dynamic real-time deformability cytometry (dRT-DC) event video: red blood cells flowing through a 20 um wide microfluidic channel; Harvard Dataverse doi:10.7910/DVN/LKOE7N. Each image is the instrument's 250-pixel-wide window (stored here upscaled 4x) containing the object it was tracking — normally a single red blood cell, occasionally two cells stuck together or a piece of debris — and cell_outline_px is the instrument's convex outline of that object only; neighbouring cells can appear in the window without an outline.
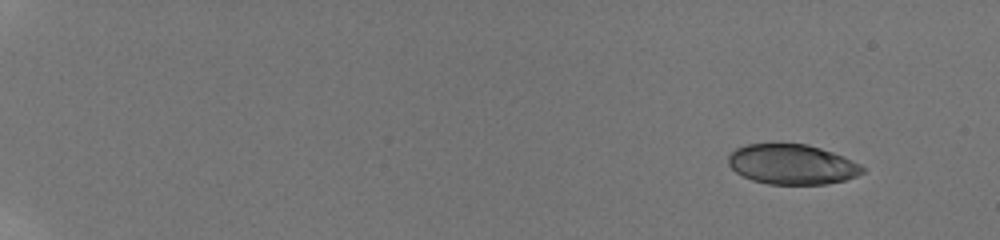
{"species": "human", "species_latin": "Homo sapiens", "temperature_condition": "room temperature", "stored_images_in_passage": 12, "camera_frame_rate_fps": 3000, "um_per_image_px": 0.085, "donor": {"sex": "male"}, "frame": {"image": 1, "passage_image": 1, "time_ms": 0.0, "image_size_px": [1000, 240], "cell_outline_px": [[864, 172], [856, 176], [844, 180], [824, 184], [768, 184], [752, 180], [736, 172], [728, 164], [728, 156], [736, 148], [748, 144], [772, 140], [808, 144], [832, 152], [852, 160], [860, 164], [864, 168]], "centroid_in_image_um": [67.28, 13.92], "position_along_channel_um": 17.7, "area_um2": 31.96}}
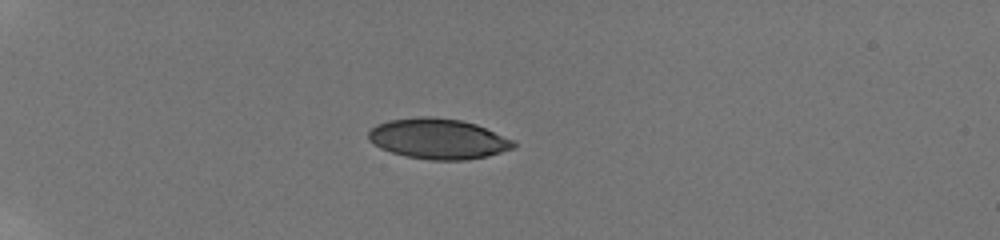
{"frame": {"image": 2, "passage_image": 7, "time_ms": 2.0, "image_size_px": [1000, 240], "cell_outline_px": [[516, 148], [488, 156], [464, 160], [428, 160], [404, 156], [380, 148], [368, 140], [368, 132], [376, 124], [388, 120], [420, 116], [432, 116], [460, 120], [476, 124], [512, 140], [516, 144]], "centroid_in_image_um": [37.22, 11.8], "position_along_channel_um": 47.8, "area_um2": 34.28}}
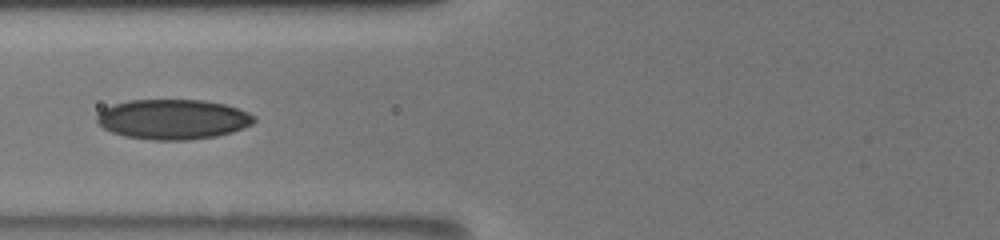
{"frame": {"image": 3, "passage_image": 11, "time_ms": 3.333, "image_size_px": [1000, 240], "cell_outline_px": [[256, 120], [252, 124], [244, 128], [232, 132], [216, 136], [188, 140], [152, 140], [124, 136], [112, 132], [104, 128], [96, 120], [96, 116], [104, 108], [112, 104], [128, 100], [204, 100], [224, 104], [248, 112], [256, 116]], "centroid_in_image_um": [14.7, 10.14], "position_along_channel_um": 111.1, "area_um2": 36.76}}